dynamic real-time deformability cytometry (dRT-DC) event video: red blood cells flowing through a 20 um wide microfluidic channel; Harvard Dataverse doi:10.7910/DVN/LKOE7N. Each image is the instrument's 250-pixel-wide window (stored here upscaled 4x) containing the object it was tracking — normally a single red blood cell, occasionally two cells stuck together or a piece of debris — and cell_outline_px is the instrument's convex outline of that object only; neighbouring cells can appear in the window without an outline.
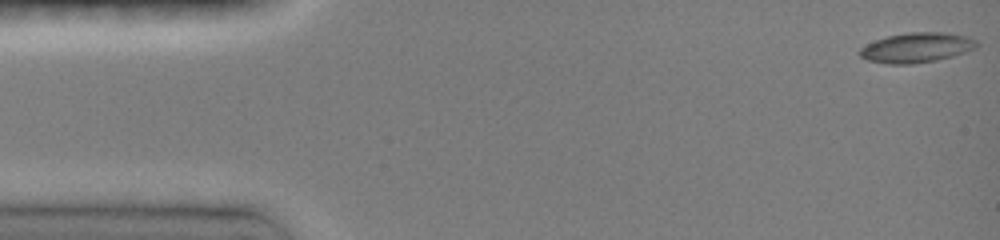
{"species": "common noctule bat (a hibernating species)", "species_latin": "Nyctalus noctula", "temperature_condition": "room temperature", "stored_images_in_passage": 24, "camera_frame_rate_fps": 3000, "um_per_image_px": 0.085, "animal": {"sex": "female", "body_mass_g": 19.0, "forearm_length_mm": 51.5}, "frame": {"image": 1, "passage_image": 1, "time_ms": 0.0, "image_size_px": [1000, 240], "cell_outline_px": [[980, 44], [976, 48], [952, 56], [936, 60], [912, 64], [888, 64], [868, 60], [860, 56], [856, 52], [860, 48], [876, 40], [888, 36], [908, 32], [944, 32], [968, 36], [976, 40]], "centroid_in_image_um": [77.92, 4.04], "position_along_channel_um": 7.1, "area_um2": 20.4}}
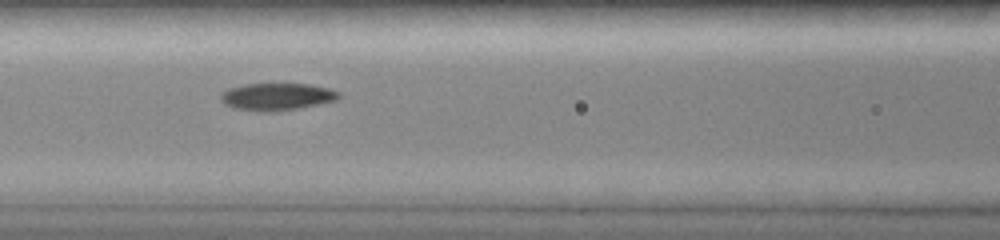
{"frame": {"image": 2, "passage_image": 11, "time_ms": 6.333, "image_size_px": [1000, 240], "cell_outline_px": [[340, 96], [336, 100], [300, 108], [272, 112], [268, 112], [232, 108], [224, 104], [220, 100], [220, 92], [228, 88], [244, 84], [308, 84], [328, 88], [340, 92]], "centroid_in_image_um": [23.49, 8.22], "position_along_channel_um": 143.1, "area_um2": 18.84}}
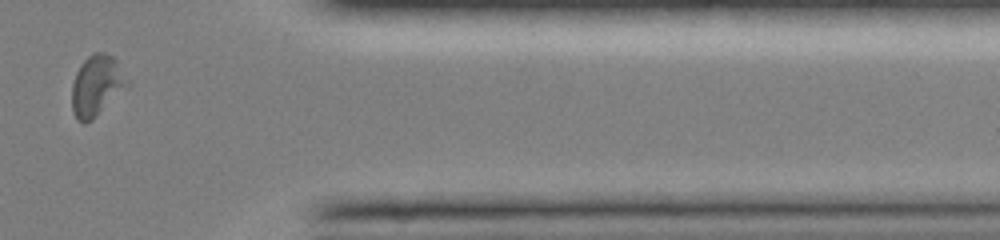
{"frame": {"image": 3, "passage_image": 21, "time_ms": 13.0, "image_size_px": [1000, 240], "cell_outline_px": [[132, 84], [128, 88], [92, 120], [84, 124], [76, 120], [72, 112], [72, 84], [76, 72], [80, 64], [88, 56], [96, 52], [104, 52], [112, 56], [116, 60]], "centroid_in_image_um": [8.24, 7.3], "position_along_channel_um": 403.2, "area_um2": 20.06}, "authors_computed_cell_mechanics": {"area_um2": 18.6983, "velocity_mm_per_s": 4.0613, "shape_relaxation_time_tau1_ms": 4.2101, "shape_relaxation_time_tau2_ms": 5.3657, "deformation_change_tau1": 0.1428, "deformation_change_tau2": 0.0898}}